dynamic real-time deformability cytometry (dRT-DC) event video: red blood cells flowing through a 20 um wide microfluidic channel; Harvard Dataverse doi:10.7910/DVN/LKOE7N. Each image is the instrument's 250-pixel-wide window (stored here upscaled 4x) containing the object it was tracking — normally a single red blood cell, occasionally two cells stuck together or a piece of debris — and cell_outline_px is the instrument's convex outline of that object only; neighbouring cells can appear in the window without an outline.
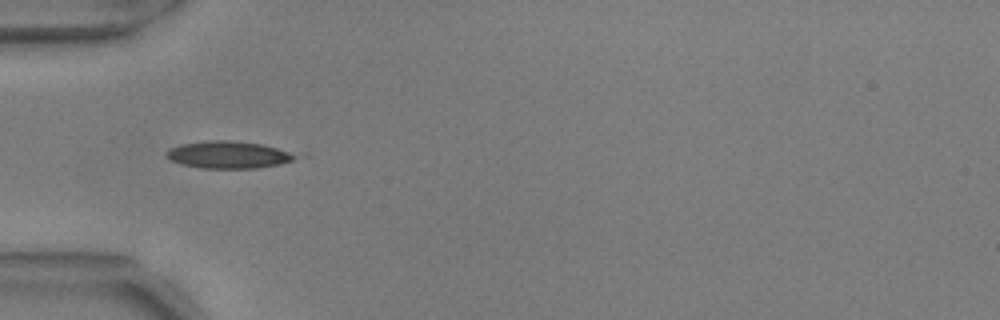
{"species": "common noctule bat (a hibernating species)", "species_latin": "Nyctalus noctula", "temperature_condition": "warm", "stored_images_in_passage": 6, "camera_frame_rate_fps": 3000, "um_per_image_px": 0.085, "animal": {"sex": "male", "body_mass_g": 17.9, "forearm_length_mm": 54.2}, "frame": {"image": 1, "passage_image": 1, "time_ms": 0.0, "image_size_px": [1000, 320], "cell_outline_px": [[308, 156], [280, 164], [256, 168], [200, 168], [184, 164], [172, 160], [164, 152], [168, 148], [180, 144], [208, 140], [228, 140], [260, 144], [308, 152]], "centroid_in_image_um": [19.66, 13.14], "position_along_channel_um": 65.3, "area_um2": 21.27}}